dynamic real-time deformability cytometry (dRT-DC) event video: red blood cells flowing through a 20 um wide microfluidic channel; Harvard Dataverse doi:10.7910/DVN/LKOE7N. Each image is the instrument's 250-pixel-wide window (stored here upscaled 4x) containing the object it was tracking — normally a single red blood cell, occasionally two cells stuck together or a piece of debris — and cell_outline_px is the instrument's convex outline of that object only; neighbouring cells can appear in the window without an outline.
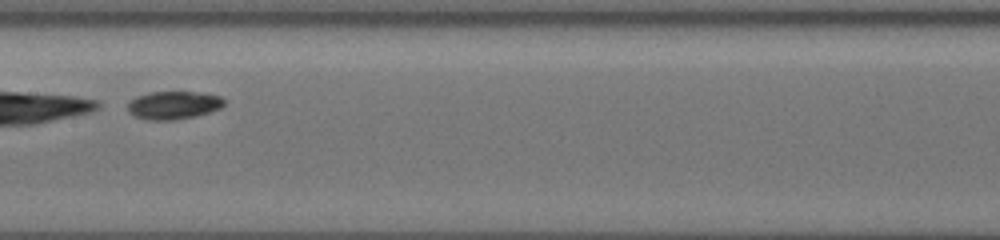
{"species": "common noctule bat (a hibernating species)", "species_latin": "Nyctalus noctula", "temperature_condition": "cold", "stored_images_in_passage": 33, "camera_frame_rate_fps": 3000, "um_per_image_px": 0.085, "animal": {"sex": "female", "body_mass_g": 19.5, "forearm_length_mm": 54.1}, "frame": {"image": 1, "passage_image": 14, "time_ms": 4.333, "image_size_px": [1000, 240], "cell_outline_px": [[224, 104], [220, 108], [196, 116], [172, 120], [148, 120], [136, 116], [128, 112], [128, 104], [136, 96], [152, 92], [204, 92], [220, 96], [224, 100]], "centroid_in_image_um": [14.76, 8.93], "position_along_channel_um": 192.6, "area_um2": 15.66}}
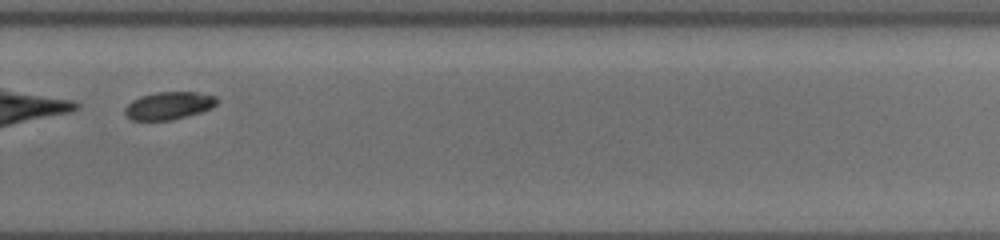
{"frame": {"image": 2, "passage_image": 24, "time_ms": 7.667, "image_size_px": [1000, 240], "cell_outline_px": [[220, 100], [212, 108], [200, 112], [168, 120], [132, 120], [124, 112], [124, 108], [132, 100], [140, 96], [156, 92], [196, 92], [216, 96]], "centroid_in_image_um": [14.36, 8.96], "position_along_channel_um": 315.4, "area_um2": 14.74}}
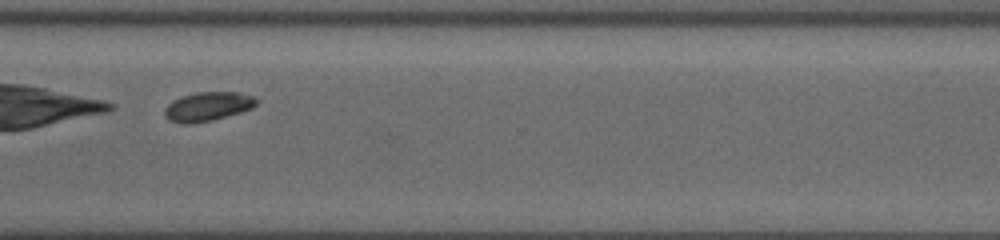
{"frame": {"image": 3, "passage_image": 27, "time_ms": 8.667, "image_size_px": [1000, 240], "cell_outline_px": [[256, 104], [252, 108], [240, 112], [212, 120], [184, 124], [168, 120], [164, 116], [164, 108], [172, 100], [196, 92], [236, 92], [252, 96], [256, 100]], "centroid_in_image_um": [17.61, 9.05], "position_along_channel_um": 353.0, "area_um2": 15.32}, "authors_computed_cell_mechanics": {"area_um2": 15.5482, "velocity_mm_per_s": 3.6874, "shape_relaxation_time_tau1_ms": 0.6809, "shape_relaxation_time_tau2_ms": 1.5202, "deformation_change_tau1": 0.291, "deformation_change_tau2": 0.0197}}